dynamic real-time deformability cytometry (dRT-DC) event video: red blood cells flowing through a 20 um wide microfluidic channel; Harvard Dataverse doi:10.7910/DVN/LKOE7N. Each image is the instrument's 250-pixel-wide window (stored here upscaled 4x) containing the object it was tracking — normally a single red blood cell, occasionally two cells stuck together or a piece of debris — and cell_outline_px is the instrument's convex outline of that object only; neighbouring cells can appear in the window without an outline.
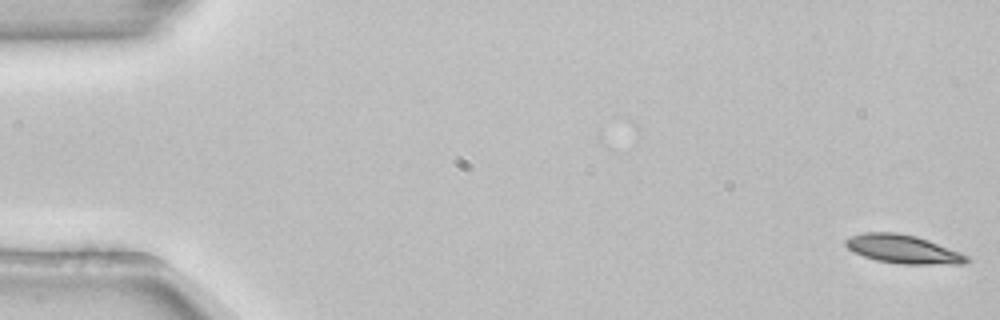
{"species": "common noctule bat (a hibernating species)", "species_latin": "Nyctalus noctula", "temperature_condition": "room temperature", "stored_images_in_passage": 2, "camera_frame_rate_fps": 3000, "um_per_image_px": 0.085, "animal": {"sex": "female", "body_mass_g": 22.7, "forearm_length_mm": 54.2}, "frame": {"image": 1, "passage_image": 2, "time_ms": 0.333, "image_size_px": [1000, 320], "cell_outline_px": [[972, 260], [964, 264], [900, 264], [876, 260], [852, 252], [844, 244], [844, 240], [852, 236], [864, 232], [896, 232], [916, 236], [928, 240], [960, 252], [968, 256]], "centroid_in_image_um": [76.76, 21.18], "position_along_channel_um": 8.2, "area_um2": 20.23}}